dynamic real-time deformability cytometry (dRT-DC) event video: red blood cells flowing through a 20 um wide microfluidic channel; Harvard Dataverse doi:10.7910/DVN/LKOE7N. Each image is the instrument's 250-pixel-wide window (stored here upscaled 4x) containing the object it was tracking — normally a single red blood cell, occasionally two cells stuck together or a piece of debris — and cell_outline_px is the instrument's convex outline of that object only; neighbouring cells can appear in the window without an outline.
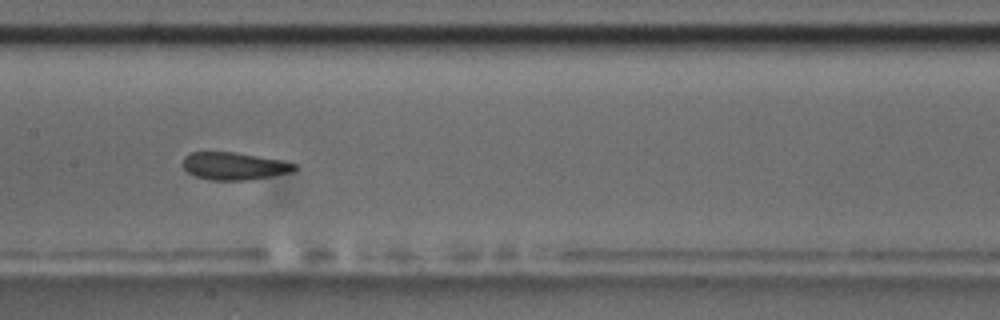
{"species": "common noctule bat (a hibernating species)", "species_latin": "Nyctalus noctula", "temperature_condition": "room temperature", "stored_images_in_passage": 12, "camera_frame_rate_fps": 3000, "um_per_image_px": 0.085, "animal": {"sex": "male", "body_mass_g": 17.5, "forearm_length_mm": 52.3}, "frame": {"image": 1, "passage_image": 9, "time_ms": 9.0, "image_size_px": [1000, 320], "cell_outline_px": [[296, 168], [292, 172], [248, 180], [212, 180], [196, 176], [188, 172], [184, 168], [184, 156], [192, 152], [236, 152], [280, 160], [296, 164]], "centroid_in_image_um": [19.9, 14.11], "position_along_channel_um": 187.5, "area_um2": 17.69}}